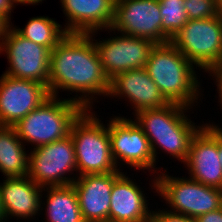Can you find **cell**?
<instances>
[{"label": "cell", "mask_w": 222, "mask_h": 222, "mask_svg": "<svg viewBox=\"0 0 222 222\" xmlns=\"http://www.w3.org/2000/svg\"><path fill=\"white\" fill-rule=\"evenodd\" d=\"M59 91L71 95L75 92L76 96L70 99L92 110L93 103L99 102L98 97L108 96L110 80L104 74L94 41L88 34H67L51 51L48 92L59 97Z\"/></svg>", "instance_id": "1"}, {"label": "cell", "mask_w": 222, "mask_h": 222, "mask_svg": "<svg viewBox=\"0 0 222 222\" xmlns=\"http://www.w3.org/2000/svg\"><path fill=\"white\" fill-rule=\"evenodd\" d=\"M190 109L180 104L169 103L164 107L146 109L134 115V120L149 140L155 164L159 162V148L169 154V158L185 162L192 137L204 125H197L189 118L187 113Z\"/></svg>", "instance_id": "2"}, {"label": "cell", "mask_w": 222, "mask_h": 222, "mask_svg": "<svg viewBox=\"0 0 222 222\" xmlns=\"http://www.w3.org/2000/svg\"><path fill=\"white\" fill-rule=\"evenodd\" d=\"M144 68L169 103L180 104L193 110L195 105L202 102L199 97L202 95L203 99L204 91L200 87L202 85L199 75L197 76L198 68L171 42L156 44Z\"/></svg>", "instance_id": "3"}, {"label": "cell", "mask_w": 222, "mask_h": 222, "mask_svg": "<svg viewBox=\"0 0 222 222\" xmlns=\"http://www.w3.org/2000/svg\"><path fill=\"white\" fill-rule=\"evenodd\" d=\"M92 109H85L72 123V137L78 176L121 171L111 153L109 120L107 124ZM98 116V117H97Z\"/></svg>", "instance_id": "4"}, {"label": "cell", "mask_w": 222, "mask_h": 222, "mask_svg": "<svg viewBox=\"0 0 222 222\" xmlns=\"http://www.w3.org/2000/svg\"><path fill=\"white\" fill-rule=\"evenodd\" d=\"M85 109L68 98L50 96L15 126L18 137L33 148L70 135L72 123Z\"/></svg>", "instance_id": "5"}, {"label": "cell", "mask_w": 222, "mask_h": 222, "mask_svg": "<svg viewBox=\"0 0 222 222\" xmlns=\"http://www.w3.org/2000/svg\"><path fill=\"white\" fill-rule=\"evenodd\" d=\"M167 169L150 178L149 186L153 193L161 196L169 206L165 210L197 218L205 213L222 207V189L206 186L189 177H174L167 174ZM151 183V184H150Z\"/></svg>", "instance_id": "6"}, {"label": "cell", "mask_w": 222, "mask_h": 222, "mask_svg": "<svg viewBox=\"0 0 222 222\" xmlns=\"http://www.w3.org/2000/svg\"><path fill=\"white\" fill-rule=\"evenodd\" d=\"M170 42L199 72L222 62V11L213 18L188 20Z\"/></svg>", "instance_id": "7"}, {"label": "cell", "mask_w": 222, "mask_h": 222, "mask_svg": "<svg viewBox=\"0 0 222 222\" xmlns=\"http://www.w3.org/2000/svg\"><path fill=\"white\" fill-rule=\"evenodd\" d=\"M74 171L77 173L71 135L50 144L31 148L29 152L27 176L42 188L72 184L78 177Z\"/></svg>", "instance_id": "8"}, {"label": "cell", "mask_w": 222, "mask_h": 222, "mask_svg": "<svg viewBox=\"0 0 222 222\" xmlns=\"http://www.w3.org/2000/svg\"><path fill=\"white\" fill-rule=\"evenodd\" d=\"M109 136L112 157L119 170H122L121 164L135 168V171H149L153 176L162 170V167H156L149 140L134 117H110Z\"/></svg>", "instance_id": "9"}, {"label": "cell", "mask_w": 222, "mask_h": 222, "mask_svg": "<svg viewBox=\"0 0 222 222\" xmlns=\"http://www.w3.org/2000/svg\"><path fill=\"white\" fill-rule=\"evenodd\" d=\"M102 31H108L107 34L113 33V37L96 40L95 36L97 37L99 34L98 31L91 32L88 35L94 41L102 69L109 80L119 73L145 67L156 43L120 32L116 34V31L111 27L99 30V32Z\"/></svg>", "instance_id": "10"}, {"label": "cell", "mask_w": 222, "mask_h": 222, "mask_svg": "<svg viewBox=\"0 0 222 222\" xmlns=\"http://www.w3.org/2000/svg\"><path fill=\"white\" fill-rule=\"evenodd\" d=\"M7 57L3 73L14 78L37 81L48 88L51 50L21 36L12 26L0 42V54Z\"/></svg>", "instance_id": "11"}, {"label": "cell", "mask_w": 222, "mask_h": 222, "mask_svg": "<svg viewBox=\"0 0 222 222\" xmlns=\"http://www.w3.org/2000/svg\"><path fill=\"white\" fill-rule=\"evenodd\" d=\"M159 0H115L112 29L156 44L170 42L161 33Z\"/></svg>", "instance_id": "12"}, {"label": "cell", "mask_w": 222, "mask_h": 222, "mask_svg": "<svg viewBox=\"0 0 222 222\" xmlns=\"http://www.w3.org/2000/svg\"><path fill=\"white\" fill-rule=\"evenodd\" d=\"M212 123V124H211ZM204 125L192 137L183 163L188 177L206 186L222 189V167L218 155V125Z\"/></svg>", "instance_id": "13"}, {"label": "cell", "mask_w": 222, "mask_h": 222, "mask_svg": "<svg viewBox=\"0 0 222 222\" xmlns=\"http://www.w3.org/2000/svg\"><path fill=\"white\" fill-rule=\"evenodd\" d=\"M50 97L37 82L2 74L0 77V125L15 126Z\"/></svg>", "instance_id": "14"}, {"label": "cell", "mask_w": 222, "mask_h": 222, "mask_svg": "<svg viewBox=\"0 0 222 222\" xmlns=\"http://www.w3.org/2000/svg\"><path fill=\"white\" fill-rule=\"evenodd\" d=\"M108 98L124 99L131 105L133 116L146 109L161 108L169 102L150 78L145 68L128 70L110 80Z\"/></svg>", "instance_id": "15"}, {"label": "cell", "mask_w": 222, "mask_h": 222, "mask_svg": "<svg viewBox=\"0 0 222 222\" xmlns=\"http://www.w3.org/2000/svg\"><path fill=\"white\" fill-rule=\"evenodd\" d=\"M123 173L84 174L72 183L85 222H109L111 189Z\"/></svg>", "instance_id": "16"}, {"label": "cell", "mask_w": 222, "mask_h": 222, "mask_svg": "<svg viewBox=\"0 0 222 222\" xmlns=\"http://www.w3.org/2000/svg\"><path fill=\"white\" fill-rule=\"evenodd\" d=\"M67 34H89L112 27L115 0H60ZM67 20V21H66Z\"/></svg>", "instance_id": "17"}, {"label": "cell", "mask_w": 222, "mask_h": 222, "mask_svg": "<svg viewBox=\"0 0 222 222\" xmlns=\"http://www.w3.org/2000/svg\"><path fill=\"white\" fill-rule=\"evenodd\" d=\"M42 189L28 176L4 178L0 183V201L5 221L12 217L33 221L41 213Z\"/></svg>", "instance_id": "18"}, {"label": "cell", "mask_w": 222, "mask_h": 222, "mask_svg": "<svg viewBox=\"0 0 222 222\" xmlns=\"http://www.w3.org/2000/svg\"><path fill=\"white\" fill-rule=\"evenodd\" d=\"M137 184L127 172L114 182L111 189L109 222H151L153 209L148 207L149 197L145 196L147 193Z\"/></svg>", "instance_id": "19"}, {"label": "cell", "mask_w": 222, "mask_h": 222, "mask_svg": "<svg viewBox=\"0 0 222 222\" xmlns=\"http://www.w3.org/2000/svg\"><path fill=\"white\" fill-rule=\"evenodd\" d=\"M40 209L45 210V222H85L73 184L43 188Z\"/></svg>", "instance_id": "20"}, {"label": "cell", "mask_w": 222, "mask_h": 222, "mask_svg": "<svg viewBox=\"0 0 222 222\" xmlns=\"http://www.w3.org/2000/svg\"><path fill=\"white\" fill-rule=\"evenodd\" d=\"M25 146L14 126L0 125V172L3 178L27 176L29 151L26 152Z\"/></svg>", "instance_id": "21"}, {"label": "cell", "mask_w": 222, "mask_h": 222, "mask_svg": "<svg viewBox=\"0 0 222 222\" xmlns=\"http://www.w3.org/2000/svg\"><path fill=\"white\" fill-rule=\"evenodd\" d=\"M12 26L24 38L49 48L51 51L67 35L62 25L55 19L44 15L30 18L24 28Z\"/></svg>", "instance_id": "22"}, {"label": "cell", "mask_w": 222, "mask_h": 222, "mask_svg": "<svg viewBox=\"0 0 222 222\" xmlns=\"http://www.w3.org/2000/svg\"><path fill=\"white\" fill-rule=\"evenodd\" d=\"M162 19L161 33L170 41L188 21L183 0H159Z\"/></svg>", "instance_id": "23"}, {"label": "cell", "mask_w": 222, "mask_h": 222, "mask_svg": "<svg viewBox=\"0 0 222 222\" xmlns=\"http://www.w3.org/2000/svg\"><path fill=\"white\" fill-rule=\"evenodd\" d=\"M188 20L216 17L222 6L216 0H183Z\"/></svg>", "instance_id": "24"}, {"label": "cell", "mask_w": 222, "mask_h": 222, "mask_svg": "<svg viewBox=\"0 0 222 222\" xmlns=\"http://www.w3.org/2000/svg\"><path fill=\"white\" fill-rule=\"evenodd\" d=\"M151 222H197L195 218L171 213L164 208L152 212Z\"/></svg>", "instance_id": "25"}, {"label": "cell", "mask_w": 222, "mask_h": 222, "mask_svg": "<svg viewBox=\"0 0 222 222\" xmlns=\"http://www.w3.org/2000/svg\"><path fill=\"white\" fill-rule=\"evenodd\" d=\"M206 73L212 77L211 79L215 81L218 93V103L221 105L222 109V62L212 66ZM215 78V79H214Z\"/></svg>", "instance_id": "26"}, {"label": "cell", "mask_w": 222, "mask_h": 222, "mask_svg": "<svg viewBox=\"0 0 222 222\" xmlns=\"http://www.w3.org/2000/svg\"><path fill=\"white\" fill-rule=\"evenodd\" d=\"M197 222H222V207L196 218Z\"/></svg>", "instance_id": "27"}, {"label": "cell", "mask_w": 222, "mask_h": 222, "mask_svg": "<svg viewBox=\"0 0 222 222\" xmlns=\"http://www.w3.org/2000/svg\"><path fill=\"white\" fill-rule=\"evenodd\" d=\"M17 5L19 4L16 0H0V14L11 22V13Z\"/></svg>", "instance_id": "28"}, {"label": "cell", "mask_w": 222, "mask_h": 222, "mask_svg": "<svg viewBox=\"0 0 222 222\" xmlns=\"http://www.w3.org/2000/svg\"><path fill=\"white\" fill-rule=\"evenodd\" d=\"M13 23L10 22L5 16L0 14V42L7 36L8 31Z\"/></svg>", "instance_id": "29"}, {"label": "cell", "mask_w": 222, "mask_h": 222, "mask_svg": "<svg viewBox=\"0 0 222 222\" xmlns=\"http://www.w3.org/2000/svg\"><path fill=\"white\" fill-rule=\"evenodd\" d=\"M218 155L222 167V126H218Z\"/></svg>", "instance_id": "30"}, {"label": "cell", "mask_w": 222, "mask_h": 222, "mask_svg": "<svg viewBox=\"0 0 222 222\" xmlns=\"http://www.w3.org/2000/svg\"><path fill=\"white\" fill-rule=\"evenodd\" d=\"M18 2V4H23V5H39L38 3H42V1L44 0H16Z\"/></svg>", "instance_id": "31"}, {"label": "cell", "mask_w": 222, "mask_h": 222, "mask_svg": "<svg viewBox=\"0 0 222 222\" xmlns=\"http://www.w3.org/2000/svg\"><path fill=\"white\" fill-rule=\"evenodd\" d=\"M0 222H6L3 216V211H2V207H1V201H0Z\"/></svg>", "instance_id": "32"}, {"label": "cell", "mask_w": 222, "mask_h": 222, "mask_svg": "<svg viewBox=\"0 0 222 222\" xmlns=\"http://www.w3.org/2000/svg\"><path fill=\"white\" fill-rule=\"evenodd\" d=\"M222 6V0H216Z\"/></svg>", "instance_id": "33"}]
</instances>
